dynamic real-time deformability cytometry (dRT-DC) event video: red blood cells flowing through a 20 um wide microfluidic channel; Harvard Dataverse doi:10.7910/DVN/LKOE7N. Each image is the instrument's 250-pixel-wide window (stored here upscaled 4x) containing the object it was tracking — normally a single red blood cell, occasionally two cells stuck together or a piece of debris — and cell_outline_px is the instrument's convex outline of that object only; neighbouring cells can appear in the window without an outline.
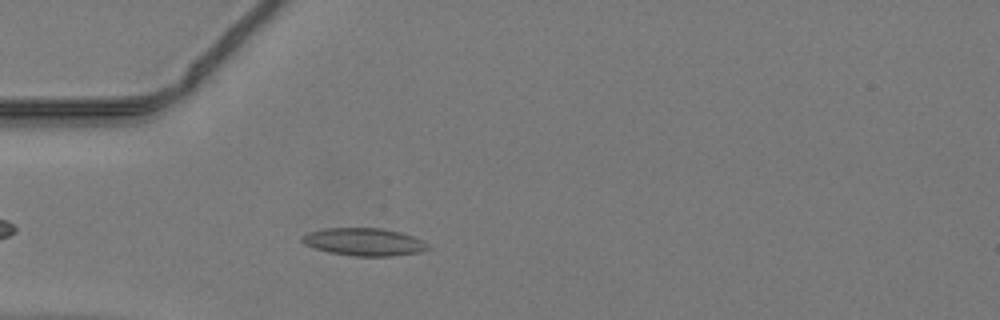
{"species": "common noctule bat (a hibernating species)", "species_latin": "Nyctalus noctula", "temperature_condition": "warm", "stored_images_in_passage": 38, "camera_frame_rate_fps": 3000, "um_per_image_px": 0.085, "animal": {"sex": "male", "body_mass_g": 19.2, "forearm_length_mm": 51.8}, "frame": {"image": 1, "passage_image": 6, "time_ms": 1.667, "image_size_px": [1000, 320], "cell_outline_px": [[432, 248], [420, 252], [392, 256], [352, 256], [328, 252], [304, 244], [300, 240], [300, 236], [308, 232], [324, 228], [380, 228], [400, 232], [424, 240]], "centroid_in_image_um": [30.95, 20.56], "position_along_channel_um": 54.1, "area_um2": 20.46}}
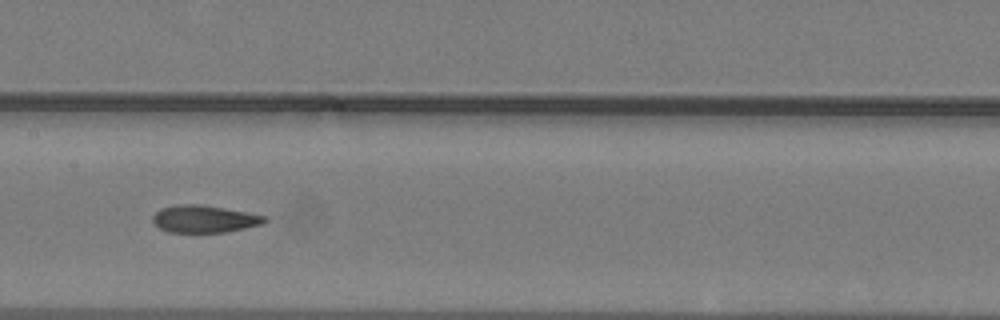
{"frame": {"image": 2, "passage_image": 16, "time_ms": 5.0, "image_size_px": [1000, 320], "cell_outline_px": [[268, 220], [264, 224], [224, 232], [168, 232], [160, 228], [152, 220], [152, 216], [160, 208], [176, 204], [200, 204], [224, 208], [268, 216]], "centroid_in_image_um": [17.37, 18.6], "position_along_channel_um": 190.0, "area_um2": 17.86}}
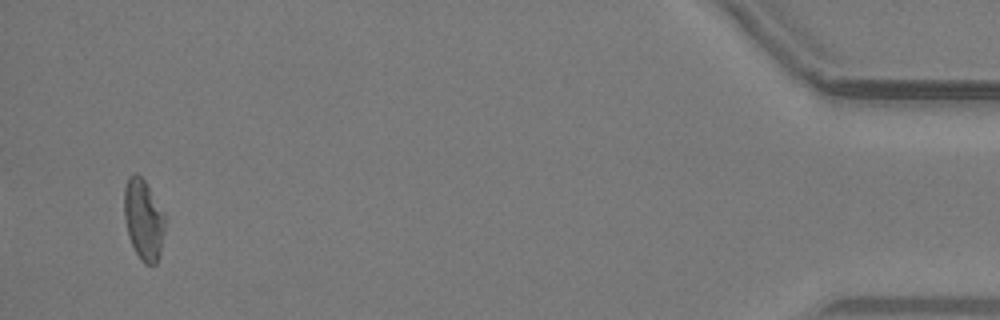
{"frame": {"image": 3, "passage_image": 38, "time_ms": 12.333, "image_size_px": [1000, 320], "cell_outline_px": [[164, 232], [160, 252], [156, 264], [144, 264], [140, 260], [128, 236], [124, 220], [124, 188], [128, 176], [136, 172], [144, 180], [164, 216]], "centroid_in_image_um": [12.16, 18.67], "position_along_channel_um": 423.0, "area_um2": 18.9}}